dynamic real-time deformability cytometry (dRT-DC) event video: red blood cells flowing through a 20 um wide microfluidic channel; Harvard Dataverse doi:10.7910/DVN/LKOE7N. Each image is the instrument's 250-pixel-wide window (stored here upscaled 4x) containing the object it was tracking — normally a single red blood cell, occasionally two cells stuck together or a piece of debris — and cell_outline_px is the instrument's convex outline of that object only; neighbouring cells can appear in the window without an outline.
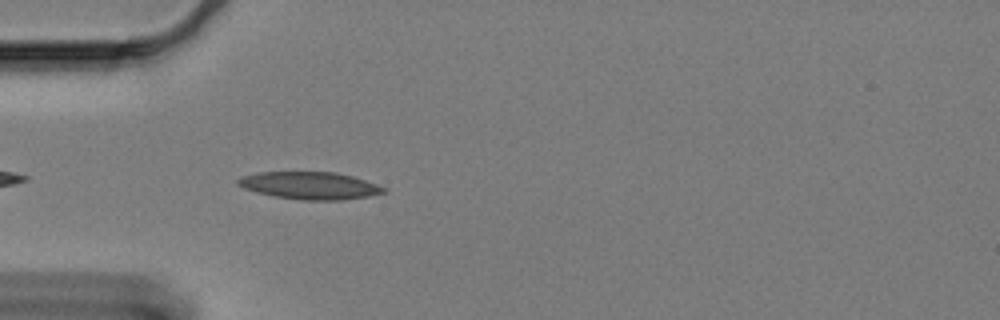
{"species": "Egyptian fruit bat (a non-hibernating species)", "species_latin": "Rousettus aegyptiacus", "temperature_condition": "cold", "stored_images_in_passage": 6, "camera_frame_rate_fps": 3000, "um_per_image_px": 0.085, "animal": {"sex": "female"}, "frame": {"image": 1, "passage_image": 4, "time_ms": 1.0, "image_size_px": [1000, 320], "cell_outline_px": [[388, 192], [368, 196], [344, 200], [300, 200], [276, 196], [256, 192], [244, 188], [236, 184], [236, 180], [244, 176], [260, 172], [336, 172], [352, 176], [388, 188]], "centroid_in_image_um": [26.37, 15.78], "position_along_channel_um": 58.6, "area_um2": 23.24}}